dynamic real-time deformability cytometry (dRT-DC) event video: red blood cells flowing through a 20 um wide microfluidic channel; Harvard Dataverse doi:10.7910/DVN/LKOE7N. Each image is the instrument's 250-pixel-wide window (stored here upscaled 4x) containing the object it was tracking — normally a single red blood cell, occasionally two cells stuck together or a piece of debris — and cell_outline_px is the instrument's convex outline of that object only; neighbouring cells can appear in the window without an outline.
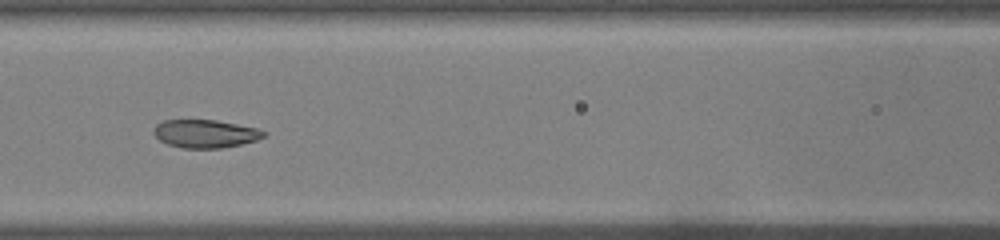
{"species": "common noctule bat (a hibernating species)", "species_latin": "Nyctalus noctula", "temperature_condition": "warm", "stored_images_in_passage": 48, "camera_frame_rate_fps": 3000, "um_per_image_px": 0.085, "animal": {"sex": "male", "body_mass_g": 19.0, "forearm_length_mm": 50.8}, "frame": {"image": 1, "passage_image": 21, "time_ms": 6.667, "image_size_px": [1000, 240], "cell_outline_px": [[268, 132], [264, 136], [256, 140], [240, 144], [220, 148], [180, 148], [168, 144], [160, 140], [152, 132], [152, 128], [156, 124], [164, 120], [216, 120], [256, 128]], "centroid_in_image_um": [17.41, 11.36], "position_along_channel_um": 149.2, "area_um2": 17.98}, "authors_computed_cell_mechanics": {"area_um2": 19.8543, "velocity_mm_per_s": 4.0621, "shape_relaxation_time_tau1_ms": 5.3479, "shape_relaxation_time_tau2_ms": null, "deformation_change_tau1": 0.1991, "deformation_change_tau2": null}}